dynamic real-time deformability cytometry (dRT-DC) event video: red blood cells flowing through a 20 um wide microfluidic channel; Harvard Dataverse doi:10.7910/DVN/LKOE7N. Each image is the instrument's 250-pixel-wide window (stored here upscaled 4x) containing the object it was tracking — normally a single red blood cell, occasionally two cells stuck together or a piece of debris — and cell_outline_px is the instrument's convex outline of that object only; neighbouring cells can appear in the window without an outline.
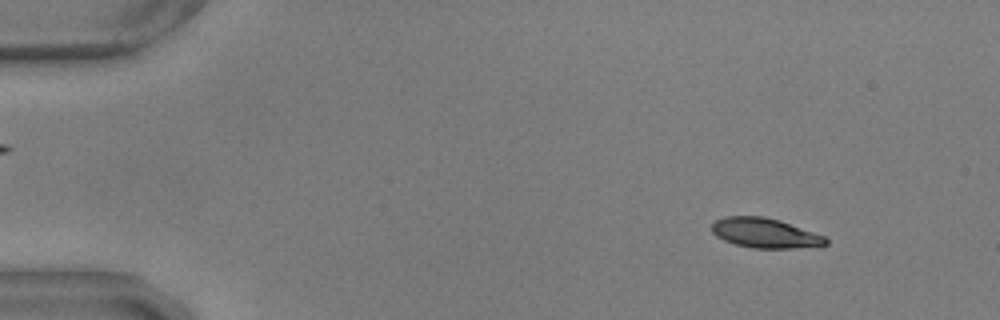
{"species": "common noctule bat (a hibernating species)", "species_latin": "Nyctalus noctula", "temperature_condition": "warm", "stored_images_in_passage": 55, "camera_frame_rate_fps": 3000, "um_per_image_px": 0.085, "animal": {"sex": "male", "body_mass_g": 17.9, "forearm_length_mm": 54.2}, "frame": {"image": 1, "passage_image": 6, "time_ms": 1.667, "image_size_px": [1000, 320], "cell_outline_px": [[828, 244], [820, 248], [752, 248], [736, 244], [724, 240], [716, 236], [712, 232], [712, 224], [716, 220], [724, 216], [764, 216], [780, 220], [824, 236], [828, 240]], "centroid_in_image_um": [65.07, 19.82], "position_along_channel_um": 19.9, "area_um2": 20.0}}
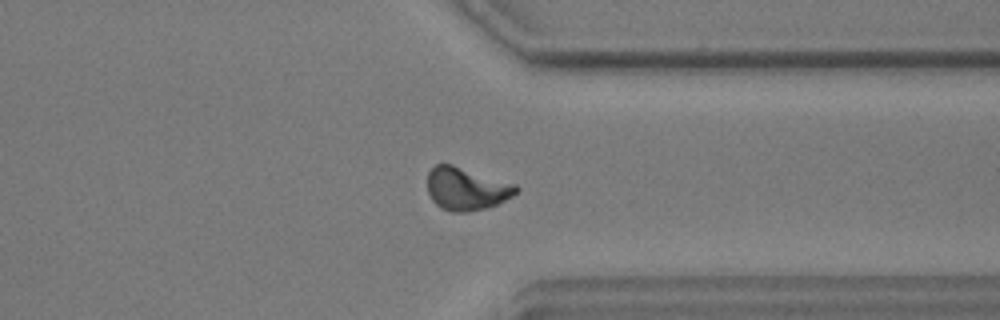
{"frame": {"image": 2, "passage_image": 43, "time_ms": 14.0, "image_size_px": [1000, 320], "cell_outline_px": [[520, 188], [512, 196], [488, 208], [468, 212], [452, 212], [440, 208], [432, 200], [428, 192], [428, 172], [436, 164], [452, 164], [516, 184]], "centroid_in_image_um": [39.64, 16.05], "position_along_channel_um": 371.8, "area_um2": 22.14}}
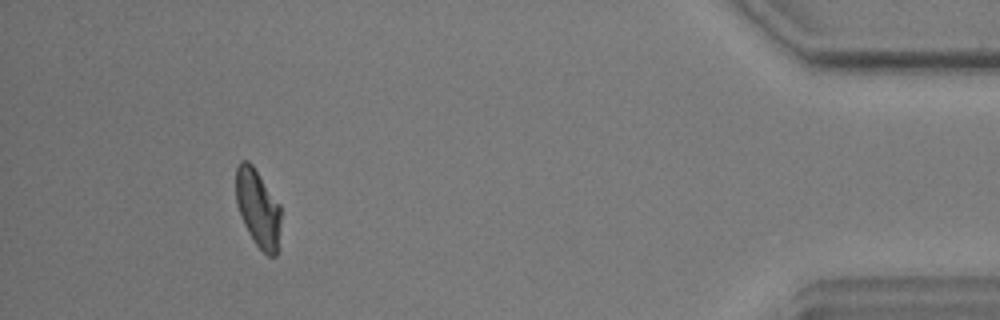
{"frame": {"image": 3, "passage_image": 51, "time_ms": 16.667, "image_size_px": [1000, 320], "cell_outline_px": [[280, 224], [276, 256], [268, 256], [256, 244], [248, 232], [244, 224], [236, 204], [236, 168], [240, 160], [248, 160], [252, 164], [280, 204]], "centroid_in_image_um": [21.91, 17.67], "position_along_channel_um": 413.3, "area_um2": 20.23}, "authors_computed_cell_mechanics": {"area_um2": 20.9814, "velocity_mm_per_s": 3.6499, "shape_relaxation_time_tau1_ms": 5.6513, "shape_relaxation_time_tau2_ms": 1.9691, "deformation_change_tau1": 0.1752, "deformation_change_tau2": 0.0648}}